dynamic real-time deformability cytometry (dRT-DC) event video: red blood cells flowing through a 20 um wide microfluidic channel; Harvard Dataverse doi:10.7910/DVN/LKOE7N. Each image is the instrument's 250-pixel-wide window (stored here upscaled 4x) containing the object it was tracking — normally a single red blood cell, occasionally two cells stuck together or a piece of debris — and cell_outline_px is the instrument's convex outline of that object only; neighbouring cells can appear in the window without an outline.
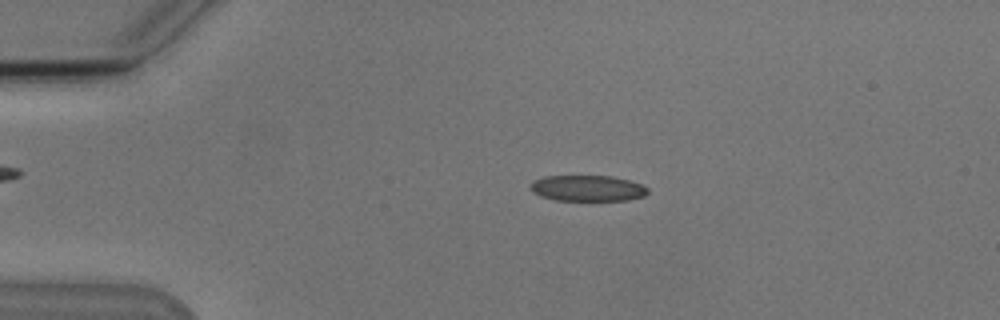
{"species": "Egyptian fruit bat (a non-hibernating species)", "species_latin": "Rousettus aegyptiacus", "temperature_condition": "cold", "stored_images_in_passage": 53, "camera_frame_rate_fps": 3000, "um_per_image_px": 0.085, "animal": {"sex": "male"}, "frame": {"image": 1, "passage_image": 11, "time_ms": 3.333, "image_size_px": [1000, 320], "cell_outline_px": [[648, 192], [644, 196], [628, 200], [556, 200], [540, 196], [532, 192], [532, 180], [544, 176], [612, 176], [628, 180], [640, 184], [648, 188]], "centroid_in_image_um": [49.94, 16.0], "position_along_channel_um": 35.1, "area_um2": 17.63}}
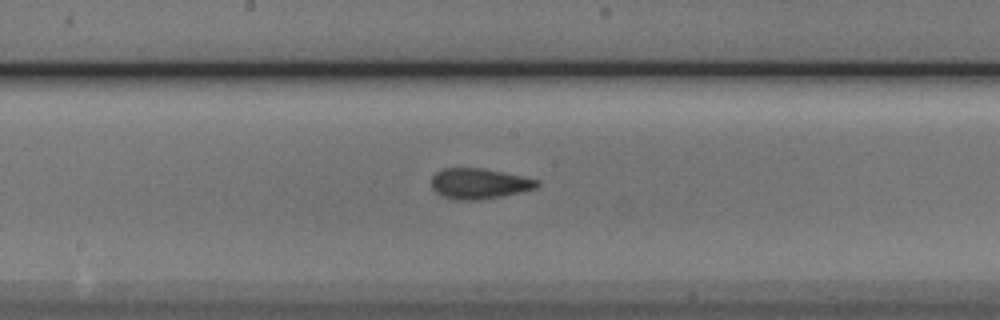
{"frame": {"image": 2, "passage_image": 28, "time_ms": 9.0, "image_size_px": [1000, 320], "cell_outline_px": [[540, 184], [536, 188], [520, 192], [500, 196], [476, 200], [456, 200], [440, 196], [432, 188], [432, 176], [436, 172], [444, 168], [484, 168], [540, 180]], "centroid_in_image_um": [40.71, 15.6], "position_along_channel_um": 207.5, "area_um2": 18.79}}
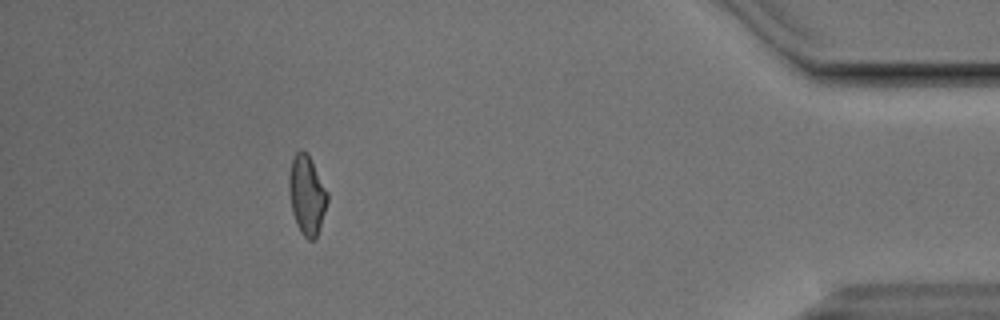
{"frame": {"image": 3, "passage_image": 48, "time_ms": 15.667, "image_size_px": [1000, 320], "cell_outline_px": [[328, 200], [316, 240], [308, 240], [300, 232], [296, 224], [292, 212], [288, 192], [288, 180], [292, 160], [296, 152], [308, 152], [328, 192]], "centroid_in_image_um": [26.08, 16.6], "position_along_channel_um": 409.1, "area_um2": 17.86}, "authors_computed_cell_mechanics": {"area_um2": 18.2648, "velocity_mm_per_s": 3.8245, "shape_relaxation_time_tau1_ms": 4.4862, "shape_relaxation_time_tau2_ms": 2.0273, "deformation_change_tau1": 0.1497, "deformation_change_tau2": 0.1004}}